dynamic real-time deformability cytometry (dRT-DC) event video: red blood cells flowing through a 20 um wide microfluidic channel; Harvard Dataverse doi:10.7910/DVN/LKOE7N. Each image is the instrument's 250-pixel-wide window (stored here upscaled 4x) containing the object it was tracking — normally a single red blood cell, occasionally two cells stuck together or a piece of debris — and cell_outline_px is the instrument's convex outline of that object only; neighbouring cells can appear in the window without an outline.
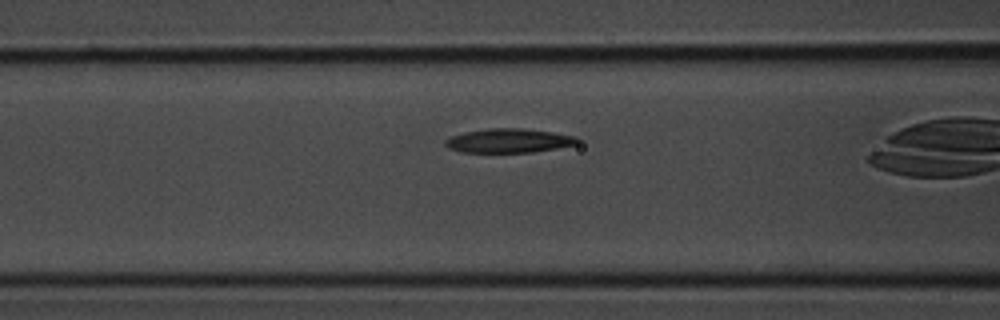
{"species": "common noctule bat (a hibernating species)", "species_latin": "Nyctalus noctula", "temperature_condition": "room temperature", "stored_images_in_passage": 20, "camera_frame_rate_fps": 3000, "um_per_image_px": 0.085, "animal": {"sex": "male", "body_mass_g": 20.1, "forearm_length_mm": 53.5}, "frame": {"image": 1, "passage_image": 4, "time_ms": 1.0, "image_size_px": [1000, 320], "cell_outline_px": [[580, 140], [576, 144], [556, 148], [532, 152], [460, 152], [448, 148], [444, 144], [444, 140], [452, 136], [464, 132], [488, 128], [524, 128], [552, 132], [576, 136]], "centroid_in_image_um": [43.22, 11.95], "position_along_channel_um": 123.4, "area_um2": 18.55}}